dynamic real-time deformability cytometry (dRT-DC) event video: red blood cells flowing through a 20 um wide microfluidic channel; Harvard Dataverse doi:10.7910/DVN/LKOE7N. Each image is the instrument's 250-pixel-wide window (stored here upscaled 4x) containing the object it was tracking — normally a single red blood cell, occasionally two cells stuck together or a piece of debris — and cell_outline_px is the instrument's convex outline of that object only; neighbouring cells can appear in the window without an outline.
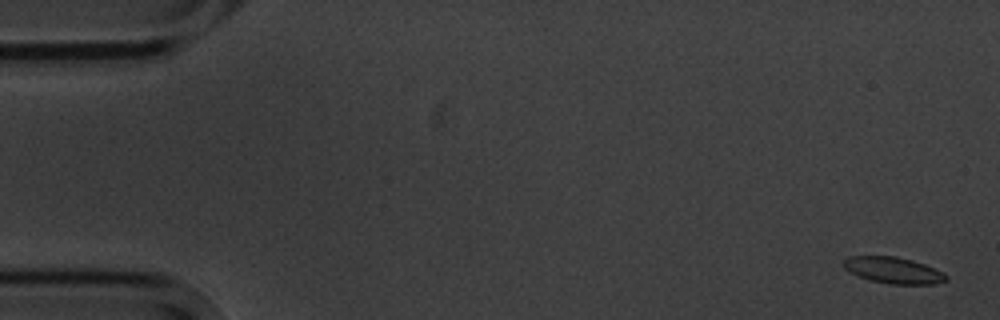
{"species": "common noctule bat (a hibernating species)", "species_latin": "Nyctalus noctula", "temperature_condition": "cold", "stored_images_in_passage": 5, "camera_frame_rate_fps": 3000, "um_per_image_px": 0.085, "animal": {"sex": "male", "body_mass_g": 20.1, "forearm_length_mm": 53.5}, "frame": {"image": 1, "passage_image": 1, "time_ms": 0.0, "image_size_px": [1000, 320], "cell_outline_px": [[948, 280], [932, 284], [892, 284], [868, 280], [844, 268], [840, 264], [848, 256], [896, 256], [912, 260], [924, 264], [944, 272], [948, 276]], "centroid_in_image_um": [75.94, 22.97], "position_along_channel_um": 9.1, "area_um2": 15.78}}
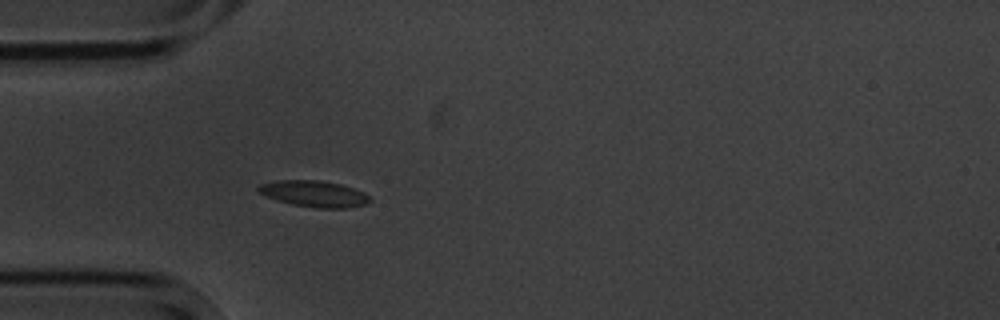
{"frame": {"image": 2, "passage_image": 5, "time_ms": 5.0, "image_size_px": [1000, 320], "cell_outline_px": [[372, 200], [364, 204], [348, 208], [316, 208], [292, 204], [264, 196], [256, 188], [260, 184], [280, 180], [316, 180], [340, 184], [364, 192]], "centroid_in_image_um": [26.69, 16.47], "position_along_channel_um": 58.3, "area_um2": 16.88}}